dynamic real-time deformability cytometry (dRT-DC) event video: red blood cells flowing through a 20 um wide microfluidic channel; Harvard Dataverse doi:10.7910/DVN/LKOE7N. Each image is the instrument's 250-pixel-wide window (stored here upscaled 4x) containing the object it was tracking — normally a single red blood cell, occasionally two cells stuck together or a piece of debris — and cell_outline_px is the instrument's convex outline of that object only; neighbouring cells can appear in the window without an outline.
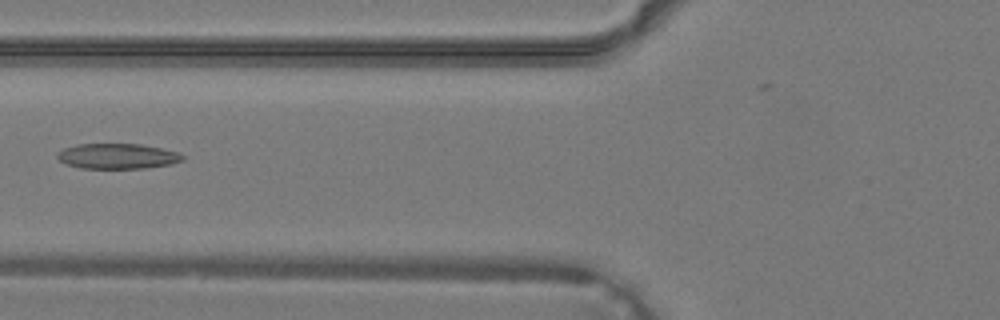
{"species": "common noctule bat (a hibernating species)", "species_latin": "Nyctalus noctula", "temperature_condition": "warm", "stored_images_in_passage": 40, "camera_frame_rate_fps": 3000, "um_per_image_px": 0.085, "animal": {"sex": "male", "body_mass_g": 19.2, "forearm_length_mm": 51.8}, "frame": {"image": 1, "passage_image": 17, "time_ms": 5.333, "image_size_px": [1000, 320], "cell_outline_px": [[184, 160], [172, 164], [144, 168], [80, 168], [64, 164], [56, 156], [56, 152], [64, 148], [76, 144], [140, 144], [160, 148], [176, 152], [184, 156]], "centroid_in_image_um": [9.94, 13.27], "position_along_channel_um": 115.9, "area_um2": 18.5}}
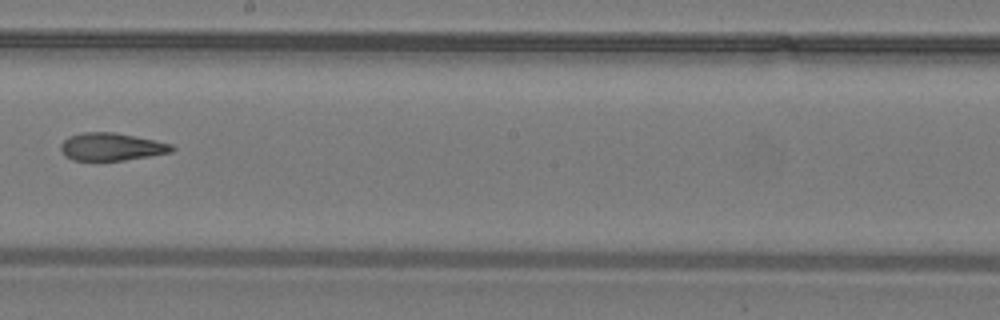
{"frame": {"image": 2, "passage_image": 24, "time_ms": 7.667, "image_size_px": [1000, 320], "cell_outline_px": [[176, 148], [172, 152], [124, 160], [72, 160], [64, 156], [60, 148], [60, 144], [68, 136], [84, 132], [112, 132], [156, 140], [172, 144]], "centroid_in_image_um": [9.46, 12.47], "position_along_channel_um": 238.7, "area_um2": 17.92}}
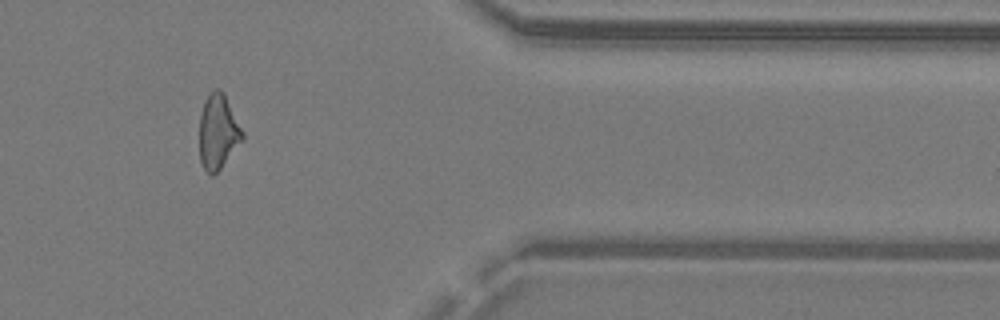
{"frame": {"image": 3, "passage_image": 34, "time_ms": 11.0, "image_size_px": [1000, 320], "cell_outline_px": [[244, 140], [220, 168], [212, 176], [204, 168], [200, 160], [200, 112], [204, 100], [216, 88], [220, 88], [224, 92], [244, 132]], "centroid_in_image_um": [18.55, 11.18], "position_along_channel_um": 392.8, "area_um2": 18.79}}